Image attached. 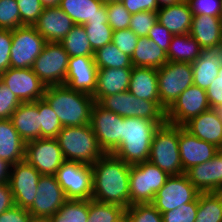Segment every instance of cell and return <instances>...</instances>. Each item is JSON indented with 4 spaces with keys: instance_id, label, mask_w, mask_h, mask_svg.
I'll list each match as a JSON object with an SVG mask.
<instances>
[{
    "instance_id": "cell-1",
    "label": "cell",
    "mask_w": 222,
    "mask_h": 222,
    "mask_svg": "<svg viewBox=\"0 0 222 222\" xmlns=\"http://www.w3.org/2000/svg\"><path fill=\"white\" fill-rule=\"evenodd\" d=\"M130 166L114 154L105 153L92 167L91 199L117 204L124 208L130 206Z\"/></svg>"
},
{
    "instance_id": "cell-2",
    "label": "cell",
    "mask_w": 222,
    "mask_h": 222,
    "mask_svg": "<svg viewBox=\"0 0 222 222\" xmlns=\"http://www.w3.org/2000/svg\"><path fill=\"white\" fill-rule=\"evenodd\" d=\"M43 98L56 113L63 127L90 124L92 95L75 91L66 85L46 87Z\"/></svg>"
},
{
    "instance_id": "cell-3",
    "label": "cell",
    "mask_w": 222,
    "mask_h": 222,
    "mask_svg": "<svg viewBox=\"0 0 222 222\" xmlns=\"http://www.w3.org/2000/svg\"><path fill=\"white\" fill-rule=\"evenodd\" d=\"M165 123L122 117V143L112 154L129 165L148 161L153 135Z\"/></svg>"
},
{
    "instance_id": "cell-4",
    "label": "cell",
    "mask_w": 222,
    "mask_h": 222,
    "mask_svg": "<svg viewBox=\"0 0 222 222\" xmlns=\"http://www.w3.org/2000/svg\"><path fill=\"white\" fill-rule=\"evenodd\" d=\"M56 140L68 161L92 165L105 154L90 124L63 127Z\"/></svg>"
},
{
    "instance_id": "cell-5",
    "label": "cell",
    "mask_w": 222,
    "mask_h": 222,
    "mask_svg": "<svg viewBox=\"0 0 222 222\" xmlns=\"http://www.w3.org/2000/svg\"><path fill=\"white\" fill-rule=\"evenodd\" d=\"M179 126L165 123L155 131L148 161L169 176L185 174L179 152Z\"/></svg>"
},
{
    "instance_id": "cell-6",
    "label": "cell",
    "mask_w": 222,
    "mask_h": 222,
    "mask_svg": "<svg viewBox=\"0 0 222 222\" xmlns=\"http://www.w3.org/2000/svg\"><path fill=\"white\" fill-rule=\"evenodd\" d=\"M102 107L122 117L143 118L154 122H166V110L160 102L135 97L129 91L104 96L99 102Z\"/></svg>"
},
{
    "instance_id": "cell-7",
    "label": "cell",
    "mask_w": 222,
    "mask_h": 222,
    "mask_svg": "<svg viewBox=\"0 0 222 222\" xmlns=\"http://www.w3.org/2000/svg\"><path fill=\"white\" fill-rule=\"evenodd\" d=\"M170 176L158 166L144 161L130 166V205L152 203Z\"/></svg>"
},
{
    "instance_id": "cell-8",
    "label": "cell",
    "mask_w": 222,
    "mask_h": 222,
    "mask_svg": "<svg viewBox=\"0 0 222 222\" xmlns=\"http://www.w3.org/2000/svg\"><path fill=\"white\" fill-rule=\"evenodd\" d=\"M157 79L160 104L167 110L182 92L193 85L192 64L168 61L157 69Z\"/></svg>"
},
{
    "instance_id": "cell-9",
    "label": "cell",
    "mask_w": 222,
    "mask_h": 222,
    "mask_svg": "<svg viewBox=\"0 0 222 222\" xmlns=\"http://www.w3.org/2000/svg\"><path fill=\"white\" fill-rule=\"evenodd\" d=\"M69 58V54L60 43L47 42L34 61L32 70L46 87L63 85Z\"/></svg>"
},
{
    "instance_id": "cell-10",
    "label": "cell",
    "mask_w": 222,
    "mask_h": 222,
    "mask_svg": "<svg viewBox=\"0 0 222 222\" xmlns=\"http://www.w3.org/2000/svg\"><path fill=\"white\" fill-rule=\"evenodd\" d=\"M55 176L67 199H91L93 186L91 165L65 160Z\"/></svg>"
},
{
    "instance_id": "cell-11",
    "label": "cell",
    "mask_w": 222,
    "mask_h": 222,
    "mask_svg": "<svg viewBox=\"0 0 222 222\" xmlns=\"http://www.w3.org/2000/svg\"><path fill=\"white\" fill-rule=\"evenodd\" d=\"M46 43L34 26L23 25L12 30L10 67L32 68Z\"/></svg>"
},
{
    "instance_id": "cell-12",
    "label": "cell",
    "mask_w": 222,
    "mask_h": 222,
    "mask_svg": "<svg viewBox=\"0 0 222 222\" xmlns=\"http://www.w3.org/2000/svg\"><path fill=\"white\" fill-rule=\"evenodd\" d=\"M90 125L104 153L112 154L122 143V116L94 102Z\"/></svg>"
},
{
    "instance_id": "cell-13",
    "label": "cell",
    "mask_w": 222,
    "mask_h": 222,
    "mask_svg": "<svg viewBox=\"0 0 222 222\" xmlns=\"http://www.w3.org/2000/svg\"><path fill=\"white\" fill-rule=\"evenodd\" d=\"M25 160L41 175H55L65 161L56 138H39L25 144Z\"/></svg>"
},
{
    "instance_id": "cell-14",
    "label": "cell",
    "mask_w": 222,
    "mask_h": 222,
    "mask_svg": "<svg viewBox=\"0 0 222 222\" xmlns=\"http://www.w3.org/2000/svg\"><path fill=\"white\" fill-rule=\"evenodd\" d=\"M199 194L186 174L170 176L156 193L151 204L162 214L194 201Z\"/></svg>"
},
{
    "instance_id": "cell-15",
    "label": "cell",
    "mask_w": 222,
    "mask_h": 222,
    "mask_svg": "<svg viewBox=\"0 0 222 222\" xmlns=\"http://www.w3.org/2000/svg\"><path fill=\"white\" fill-rule=\"evenodd\" d=\"M41 176L25 159L10 165L8 183L16 206L28 209L33 204Z\"/></svg>"
},
{
    "instance_id": "cell-16",
    "label": "cell",
    "mask_w": 222,
    "mask_h": 222,
    "mask_svg": "<svg viewBox=\"0 0 222 222\" xmlns=\"http://www.w3.org/2000/svg\"><path fill=\"white\" fill-rule=\"evenodd\" d=\"M210 109L206 90L191 85L166 110V123L183 126L193 117Z\"/></svg>"
},
{
    "instance_id": "cell-17",
    "label": "cell",
    "mask_w": 222,
    "mask_h": 222,
    "mask_svg": "<svg viewBox=\"0 0 222 222\" xmlns=\"http://www.w3.org/2000/svg\"><path fill=\"white\" fill-rule=\"evenodd\" d=\"M0 80L21 103L35 102L43 98L46 86L32 68H8L0 75Z\"/></svg>"
},
{
    "instance_id": "cell-18",
    "label": "cell",
    "mask_w": 222,
    "mask_h": 222,
    "mask_svg": "<svg viewBox=\"0 0 222 222\" xmlns=\"http://www.w3.org/2000/svg\"><path fill=\"white\" fill-rule=\"evenodd\" d=\"M65 192L55 175H42L38 181L37 194L27 209L33 216L52 217L67 201Z\"/></svg>"
},
{
    "instance_id": "cell-19",
    "label": "cell",
    "mask_w": 222,
    "mask_h": 222,
    "mask_svg": "<svg viewBox=\"0 0 222 222\" xmlns=\"http://www.w3.org/2000/svg\"><path fill=\"white\" fill-rule=\"evenodd\" d=\"M97 71L94 56L70 57L64 85L72 90L93 95L96 89Z\"/></svg>"
},
{
    "instance_id": "cell-20",
    "label": "cell",
    "mask_w": 222,
    "mask_h": 222,
    "mask_svg": "<svg viewBox=\"0 0 222 222\" xmlns=\"http://www.w3.org/2000/svg\"><path fill=\"white\" fill-rule=\"evenodd\" d=\"M185 174L200 193L222 192V148L211 160L192 166Z\"/></svg>"
},
{
    "instance_id": "cell-21",
    "label": "cell",
    "mask_w": 222,
    "mask_h": 222,
    "mask_svg": "<svg viewBox=\"0 0 222 222\" xmlns=\"http://www.w3.org/2000/svg\"><path fill=\"white\" fill-rule=\"evenodd\" d=\"M178 143L184 172L192 166L211 160L219 150L214 144L191 135L183 126H179Z\"/></svg>"
},
{
    "instance_id": "cell-22",
    "label": "cell",
    "mask_w": 222,
    "mask_h": 222,
    "mask_svg": "<svg viewBox=\"0 0 222 222\" xmlns=\"http://www.w3.org/2000/svg\"><path fill=\"white\" fill-rule=\"evenodd\" d=\"M191 135L222 148V110L210 108L183 125Z\"/></svg>"
},
{
    "instance_id": "cell-23",
    "label": "cell",
    "mask_w": 222,
    "mask_h": 222,
    "mask_svg": "<svg viewBox=\"0 0 222 222\" xmlns=\"http://www.w3.org/2000/svg\"><path fill=\"white\" fill-rule=\"evenodd\" d=\"M75 26L73 20L59 6L44 7L43 12L34 24L37 32L47 42L60 41Z\"/></svg>"
},
{
    "instance_id": "cell-24",
    "label": "cell",
    "mask_w": 222,
    "mask_h": 222,
    "mask_svg": "<svg viewBox=\"0 0 222 222\" xmlns=\"http://www.w3.org/2000/svg\"><path fill=\"white\" fill-rule=\"evenodd\" d=\"M191 64L193 84L206 90L219 75V69L222 65L221 45L202 49L200 57Z\"/></svg>"
},
{
    "instance_id": "cell-25",
    "label": "cell",
    "mask_w": 222,
    "mask_h": 222,
    "mask_svg": "<svg viewBox=\"0 0 222 222\" xmlns=\"http://www.w3.org/2000/svg\"><path fill=\"white\" fill-rule=\"evenodd\" d=\"M59 7L75 25H84L88 21L108 23L107 7L101 0H61Z\"/></svg>"
},
{
    "instance_id": "cell-26",
    "label": "cell",
    "mask_w": 222,
    "mask_h": 222,
    "mask_svg": "<svg viewBox=\"0 0 222 222\" xmlns=\"http://www.w3.org/2000/svg\"><path fill=\"white\" fill-rule=\"evenodd\" d=\"M132 67L98 68L96 89L92 95L95 102L104 96L128 91Z\"/></svg>"
},
{
    "instance_id": "cell-27",
    "label": "cell",
    "mask_w": 222,
    "mask_h": 222,
    "mask_svg": "<svg viewBox=\"0 0 222 222\" xmlns=\"http://www.w3.org/2000/svg\"><path fill=\"white\" fill-rule=\"evenodd\" d=\"M193 13L186 0L162 6L157 10V20L173 35L187 34L190 31Z\"/></svg>"
},
{
    "instance_id": "cell-28",
    "label": "cell",
    "mask_w": 222,
    "mask_h": 222,
    "mask_svg": "<svg viewBox=\"0 0 222 222\" xmlns=\"http://www.w3.org/2000/svg\"><path fill=\"white\" fill-rule=\"evenodd\" d=\"M11 121L25 143L41 138L38 100L21 103L12 113Z\"/></svg>"
},
{
    "instance_id": "cell-29",
    "label": "cell",
    "mask_w": 222,
    "mask_h": 222,
    "mask_svg": "<svg viewBox=\"0 0 222 222\" xmlns=\"http://www.w3.org/2000/svg\"><path fill=\"white\" fill-rule=\"evenodd\" d=\"M128 91L137 98L160 102L157 68L133 66Z\"/></svg>"
},
{
    "instance_id": "cell-30",
    "label": "cell",
    "mask_w": 222,
    "mask_h": 222,
    "mask_svg": "<svg viewBox=\"0 0 222 222\" xmlns=\"http://www.w3.org/2000/svg\"><path fill=\"white\" fill-rule=\"evenodd\" d=\"M25 141L11 119L0 120V159L13 165L25 159Z\"/></svg>"
},
{
    "instance_id": "cell-31",
    "label": "cell",
    "mask_w": 222,
    "mask_h": 222,
    "mask_svg": "<svg viewBox=\"0 0 222 222\" xmlns=\"http://www.w3.org/2000/svg\"><path fill=\"white\" fill-rule=\"evenodd\" d=\"M189 34L202 49L220 45L222 35V17L193 15Z\"/></svg>"
},
{
    "instance_id": "cell-32",
    "label": "cell",
    "mask_w": 222,
    "mask_h": 222,
    "mask_svg": "<svg viewBox=\"0 0 222 222\" xmlns=\"http://www.w3.org/2000/svg\"><path fill=\"white\" fill-rule=\"evenodd\" d=\"M131 62L133 66L158 69L168 62L167 52L148 37H139Z\"/></svg>"
},
{
    "instance_id": "cell-33",
    "label": "cell",
    "mask_w": 222,
    "mask_h": 222,
    "mask_svg": "<svg viewBox=\"0 0 222 222\" xmlns=\"http://www.w3.org/2000/svg\"><path fill=\"white\" fill-rule=\"evenodd\" d=\"M199 43L189 34L173 35L167 51L170 62H195L201 54Z\"/></svg>"
},
{
    "instance_id": "cell-34",
    "label": "cell",
    "mask_w": 222,
    "mask_h": 222,
    "mask_svg": "<svg viewBox=\"0 0 222 222\" xmlns=\"http://www.w3.org/2000/svg\"><path fill=\"white\" fill-rule=\"evenodd\" d=\"M195 222H222V192L200 193Z\"/></svg>"
},
{
    "instance_id": "cell-35",
    "label": "cell",
    "mask_w": 222,
    "mask_h": 222,
    "mask_svg": "<svg viewBox=\"0 0 222 222\" xmlns=\"http://www.w3.org/2000/svg\"><path fill=\"white\" fill-rule=\"evenodd\" d=\"M60 44L70 57L94 56L95 53L90 45L83 25H75L60 41Z\"/></svg>"
},
{
    "instance_id": "cell-36",
    "label": "cell",
    "mask_w": 222,
    "mask_h": 222,
    "mask_svg": "<svg viewBox=\"0 0 222 222\" xmlns=\"http://www.w3.org/2000/svg\"><path fill=\"white\" fill-rule=\"evenodd\" d=\"M94 61L97 68L133 67L131 57L121 52L112 42L95 51Z\"/></svg>"
},
{
    "instance_id": "cell-37",
    "label": "cell",
    "mask_w": 222,
    "mask_h": 222,
    "mask_svg": "<svg viewBox=\"0 0 222 222\" xmlns=\"http://www.w3.org/2000/svg\"><path fill=\"white\" fill-rule=\"evenodd\" d=\"M89 200L68 199L63 206L50 217L51 222H87Z\"/></svg>"
},
{
    "instance_id": "cell-38",
    "label": "cell",
    "mask_w": 222,
    "mask_h": 222,
    "mask_svg": "<svg viewBox=\"0 0 222 222\" xmlns=\"http://www.w3.org/2000/svg\"><path fill=\"white\" fill-rule=\"evenodd\" d=\"M125 212L126 208L120 205L89 199V216L87 222H116Z\"/></svg>"
},
{
    "instance_id": "cell-39",
    "label": "cell",
    "mask_w": 222,
    "mask_h": 222,
    "mask_svg": "<svg viewBox=\"0 0 222 222\" xmlns=\"http://www.w3.org/2000/svg\"><path fill=\"white\" fill-rule=\"evenodd\" d=\"M38 112L40 114L41 138H56L63 126L44 98L38 99Z\"/></svg>"
},
{
    "instance_id": "cell-40",
    "label": "cell",
    "mask_w": 222,
    "mask_h": 222,
    "mask_svg": "<svg viewBox=\"0 0 222 222\" xmlns=\"http://www.w3.org/2000/svg\"><path fill=\"white\" fill-rule=\"evenodd\" d=\"M83 27L94 52L112 42L113 30L108 23L88 21Z\"/></svg>"
},
{
    "instance_id": "cell-41",
    "label": "cell",
    "mask_w": 222,
    "mask_h": 222,
    "mask_svg": "<svg viewBox=\"0 0 222 222\" xmlns=\"http://www.w3.org/2000/svg\"><path fill=\"white\" fill-rule=\"evenodd\" d=\"M125 213L127 222H163L162 214L151 203L130 205Z\"/></svg>"
},
{
    "instance_id": "cell-42",
    "label": "cell",
    "mask_w": 222,
    "mask_h": 222,
    "mask_svg": "<svg viewBox=\"0 0 222 222\" xmlns=\"http://www.w3.org/2000/svg\"><path fill=\"white\" fill-rule=\"evenodd\" d=\"M108 24L113 31L127 29L131 21V13L124 7L121 0L106 3Z\"/></svg>"
},
{
    "instance_id": "cell-43",
    "label": "cell",
    "mask_w": 222,
    "mask_h": 222,
    "mask_svg": "<svg viewBox=\"0 0 222 222\" xmlns=\"http://www.w3.org/2000/svg\"><path fill=\"white\" fill-rule=\"evenodd\" d=\"M22 26L16 0H0V29L14 30Z\"/></svg>"
},
{
    "instance_id": "cell-44",
    "label": "cell",
    "mask_w": 222,
    "mask_h": 222,
    "mask_svg": "<svg viewBox=\"0 0 222 222\" xmlns=\"http://www.w3.org/2000/svg\"><path fill=\"white\" fill-rule=\"evenodd\" d=\"M157 12L141 11L131 15L129 27L138 37H147L149 31L157 22Z\"/></svg>"
},
{
    "instance_id": "cell-45",
    "label": "cell",
    "mask_w": 222,
    "mask_h": 222,
    "mask_svg": "<svg viewBox=\"0 0 222 222\" xmlns=\"http://www.w3.org/2000/svg\"><path fill=\"white\" fill-rule=\"evenodd\" d=\"M198 209V197L178 208L162 213L163 222H195Z\"/></svg>"
},
{
    "instance_id": "cell-46",
    "label": "cell",
    "mask_w": 222,
    "mask_h": 222,
    "mask_svg": "<svg viewBox=\"0 0 222 222\" xmlns=\"http://www.w3.org/2000/svg\"><path fill=\"white\" fill-rule=\"evenodd\" d=\"M23 25L34 26L44 10L40 0H16Z\"/></svg>"
},
{
    "instance_id": "cell-47",
    "label": "cell",
    "mask_w": 222,
    "mask_h": 222,
    "mask_svg": "<svg viewBox=\"0 0 222 222\" xmlns=\"http://www.w3.org/2000/svg\"><path fill=\"white\" fill-rule=\"evenodd\" d=\"M193 15L222 17V0H186Z\"/></svg>"
},
{
    "instance_id": "cell-48",
    "label": "cell",
    "mask_w": 222,
    "mask_h": 222,
    "mask_svg": "<svg viewBox=\"0 0 222 222\" xmlns=\"http://www.w3.org/2000/svg\"><path fill=\"white\" fill-rule=\"evenodd\" d=\"M138 36L130 29L113 31L112 43L128 56H132L138 43Z\"/></svg>"
},
{
    "instance_id": "cell-49",
    "label": "cell",
    "mask_w": 222,
    "mask_h": 222,
    "mask_svg": "<svg viewBox=\"0 0 222 222\" xmlns=\"http://www.w3.org/2000/svg\"><path fill=\"white\" fill-rule=\"evenodd\" d=\"M20 104L18 98L0 80V120L11 119L12 113Z\"/></svg>"
},
{
    "instance_id": "cell-50",
    "label": "cell",
    "mask_w": 222,
    "mask_h": 222,
    "mask_svg": "<svg viewBox=\"0 0 222 222\" xmlns=\"http://www.w3.org/2000/svg\"><path fill=\"white\" fill-rule=\"evenodd\" d=\"M12 30L0 29V75L10 68Z\"/></svg>"
},
{
    "instance_id": "cell-51",
    "label": "cell",
    "mask_w": 222,
    "mask_h": 222,
    "mask_svg": "<svg viewBox=\"0 0 222 222\" xmlns=\"http://www.w3.org/2000/svg\"><path fill=\"white\" fill-rule=\"evenodd\" d=\"M147 37L167 52L173 34L157 21L149 31Z\"/></svg>"
},
{
    "instance_id": "cell-52",
    "label": "cell",
    "mask_w": 222,
    "mask_h": 222,
    "mask_svg": "<svg viewBox=\"0 0 222 222\" xmlns=\"http://www.w3.org/2000/svg\"><path fill=\"white\" fill-rule=\"evenodd\" d=\"M210 108L222 110V79L219 76L206 89Z\"/></svg>"
},
{
    "instance_id": "cell-53",
    "label": "cell",
    "mask_w": 222,
    "mask_h": 222,
    "mask_svg": "<svg viewBox=\"0 0 222 222\" xmlns=\"http://www.w3.org/2000/svg\"><path fill=\"white\" fill-rule=\"evenodd\" d=\"M121 2L131 14L141 11L157 12L160 8L156 0H121Z\"/></svg>"
},
{
    "instance_id": "cell-54",
    "label": "cell",
    "mask_w": 222,
    "mask_h": 222,
    "mask_svg": "<svg viewBox=\"0 0 222 222\" xmlns=\"http://www.w3.org/2000/svg\"><path fill=\"white\" fill-rule=\"evenodd\" d=\"M30 215L27 209L14 205L0 214V222H28Z\"/></svg>"
},
{
    "instance_id": "cell-55",
    "label": "cell",
    "mask_w": 222,
    "mask_h": 222,
    "mask_svg": "<svg viewBox=\"0 0 222 222\" xmlns=\"http://www.w3.org/2000/svg\"><path fill=\"white\" fill-rule=\"evenodd\" d=\"M15 205L12 191L8 182L0 183V214Z\"/></svg>"
},
{
    "instance_id": "cell-56",
    "label": "cell",
    "mask_w": 222,
    "mask_h": 222,
    "mask_svg": "<svg viewBox=\"0 0 222 222\" xmlns=\"http://www.w3.org/2000/svg\"><path fill=\"white\" fill-rule=\"evenodd\" d=\"M10 173V164L0 159V183L8 182Z\"/></svg>"
},
{
    "instance_id": "cell-57",
    "label": "cell",
    "mask_w": 222,
    "mask_h": 222,
    "mask_svg": "<svg viewBox=\"0 0 222 222\" xmlns=\"http://www.w3.org/2000/svg\"><path fill=\"white\" fill-rule=\"evenodd\" d=\"M28 222H51L49 217L30 215Z\"/></svg>"
},
{
    "instance_id": "cell-58",
    "label": "cell",
    "mask_w": 222,
    "mask_h": 222,
    "mask_svg": "<svg viewBox=\"0 0 222 222\" xmlns=\"http://www.w3.org/2000/svg\"><path fill=\"white\" fill-rule=\"evenodd\" d=\"M44 7L59 6L61 0H40Z\"/></svg>"
},
{
    "instance_id": "cell-59",
    "label": "cell",
    "mask_w": 222,
    "mask_h": 222,
    "mask_svg": "<svg viewBox=\"0 0 222 222\" xmlns=\"http://www.w3.org/2000/svg\"><path fill=\"white\" fill-rule=\"evenodd\" d=\"M158 3L159 7L166 6V5H171V4H176L180 2L181 0H156Z\"/></svg>"
},
{
    "instance_id": "cell-60",
    "label": "cell",
    "mask_w": 222,
    "mask_h": 222,
    "mask_svg": "<svg viewBox=\"0 0 222 222\" xmlns=\"http://www.w3.org/2000/svg\"><path fill=\"white\" fill-rule=\"evenodd\" d=\"M116 222H127V215H126V213L119 220H117Z\"/></svg>"
},
{
    "instance_id": "cell-61",
    "label": "cell",
    "mask_w": 222,
    "mask_h": 222,
    "mask_svg": "<svg viewBox=\"0 0 222 222\" xmlns=\"http://www.w3.org/2000/svg\"><path fill=\"white\" fill-rule=\"evenodd\" d=\"M104 4L109 3V2H114V1H118V0H101Z\"/></svg>"
},
{
    "instance_id": "cell-62",
    "label": "cell",
    "mask_w": 222,
    "mask_h": 222,
    "mask_svg": "<svg viewBox=\"0 0 222 222\" xmlns=\"http://www.w3.org/2000/svg\"><path fill=\"white\" fill-rule=\"evenodd\" d=\"M218 76H219L220 79H222V65L220 66L219 75Z\"/></svg>"
}]
</instances>
